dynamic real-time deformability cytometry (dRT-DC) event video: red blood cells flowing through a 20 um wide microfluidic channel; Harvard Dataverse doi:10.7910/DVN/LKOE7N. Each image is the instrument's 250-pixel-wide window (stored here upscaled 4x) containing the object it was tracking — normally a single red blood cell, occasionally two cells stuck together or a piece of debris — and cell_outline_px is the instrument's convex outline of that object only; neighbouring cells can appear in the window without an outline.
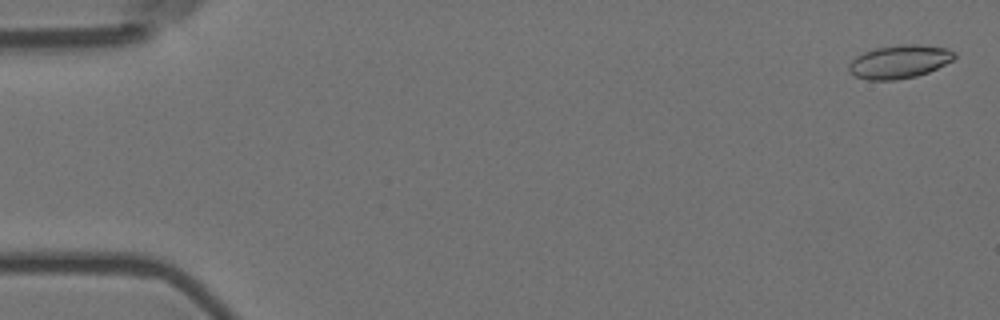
{"species": "Egyptian fruit bat (a non-hibernating species)", "species_latin": "Rousettus aegyptiacus", "temperature_condition": "room temperature", "stored_images_in_passage": 58, "camera_frame_rate_fps": 3000, "um_per_image_px": 0.085, "animal": {"sex": "female"}, "frame": {"image": 1, "passage_image": 2, "time_ms": 0.333, "image_size_px": [1000, 320], "cell_outline_px": [[956, 56], [952, 60], [928, 72], [916, 76], [896, 80], [868, 80], [856, 76], [848, 72], [848, 64], [856, 56], [864, 52], [876, 48], [900, 44], [916, 44], [948, 48], [956, 52]], "centroid_in_image_um": [76.43, 5.24], "position_along_channel_um": 8.6, "area_um2": 20.52}}
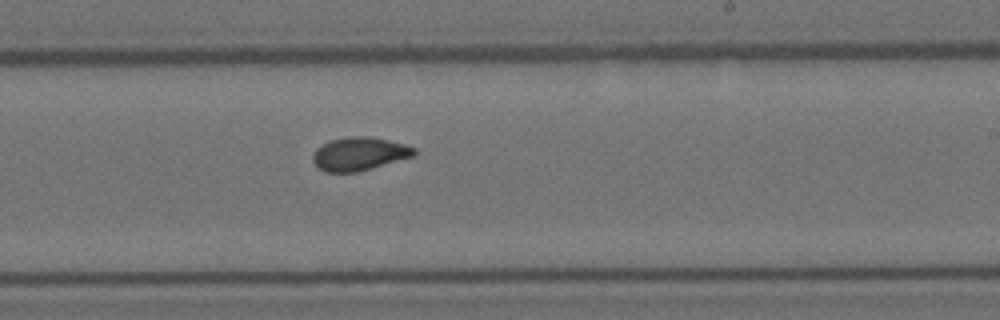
{"frame": {"image": 2, "passage_image": 35, "time_ms": 11.333, "image_size_px": [1000, 320], "cell_outline_px": [[416, 156], [372, 168], [356, 172], [324, 172], [316, 168], [312, 160], [312, 156], [316, 148], [328, 140], [348, 136], [368, 136], [388, 140], [404, 144], [416, 148]], "centroid_in_image_um": [30.52, 13.08], "position_along_channel_um": 258.5, "area_um2": 20.0}}
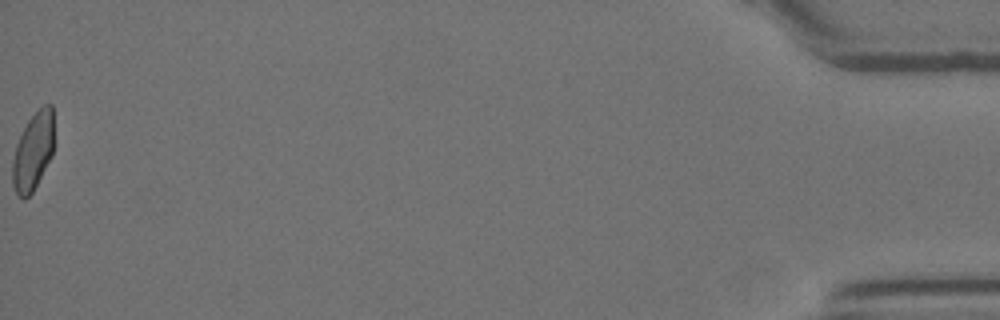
{"frame": {"image": 3, "passage_image": 58, "time_ms": 19.0, "image_size_px": [1000, 320], "cell_outline_px": [[52, 156], [32, 192], [24, 200], [16, 192], [12, 184], [12, 160], [16, 144], [28, 120], [44, 104], [52, 104]], "centroid_in_image_um": [2.78, 12.89], "position_along_channel_um": 432.4, "area_um2": 18.44}, "authors_computed_cell_mechanics": {"area_um2": 19.5942, "velocity_mm_per_s": 3.5732, "shape_relaxation_time_tau1_ms": null, "shape_relaxation_time_tau2_ms": 1.5905, "deformation_change_tau1": null, "deformation_change_tau2": 0.0713}}